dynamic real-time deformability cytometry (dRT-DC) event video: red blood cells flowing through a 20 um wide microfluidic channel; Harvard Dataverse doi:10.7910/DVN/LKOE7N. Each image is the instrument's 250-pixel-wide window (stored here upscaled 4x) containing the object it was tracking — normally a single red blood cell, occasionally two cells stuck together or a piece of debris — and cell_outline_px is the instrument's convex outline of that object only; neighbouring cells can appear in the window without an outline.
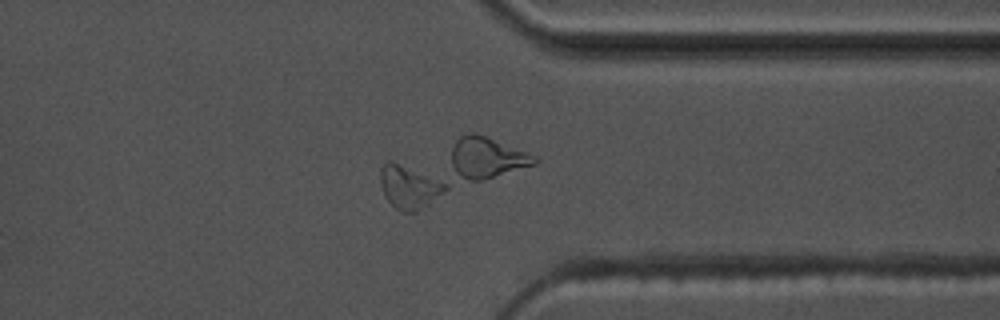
{"species": "common noctule bat (a hibernating species)", "species_latin": "Nyctalus noctula", "temperature_condition": "warm", "stored_images_in_passage": 56, "camera_frame_rate_fps": 3000, "um_per_image_px": 0.085, "animal": {"sex": "male", "body_mass_g": 17.5, "forearm_length_mm": 52.3}, "frame": {"image": 1, "passage_image": 44, "time_ms": 14.333, "image_size_px": [1000, 320], "cell_outline_px": [[448, 188], [428, 204], [416, 212], [404, 212], [396, 208], [388, 200], [380, 184], [380, 168], [388, 160], [392, 160], [448, 180]], "centroid_in_image_um": [34.84, 15.83], "position_along_channel_um": 376.6, "area_um2": 16.88}}